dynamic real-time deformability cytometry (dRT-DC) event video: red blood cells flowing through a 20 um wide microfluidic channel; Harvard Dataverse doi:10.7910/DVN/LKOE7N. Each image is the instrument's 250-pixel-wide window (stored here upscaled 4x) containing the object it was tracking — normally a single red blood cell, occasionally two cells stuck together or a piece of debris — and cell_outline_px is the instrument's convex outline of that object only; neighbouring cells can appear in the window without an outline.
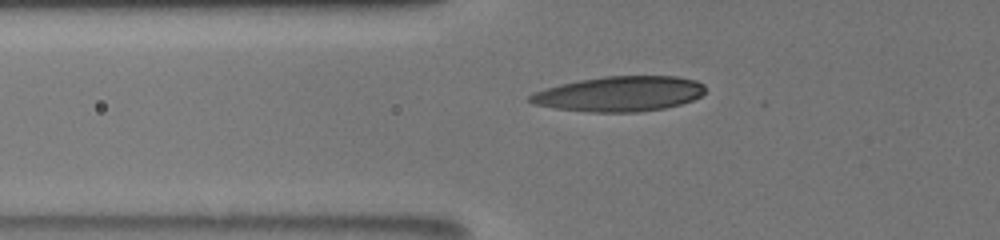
{"species": "human", "species_latin": "Homo sapiens", "temperature_condition": "room temperature", "stored_images_in_passage": 59, "camera_frame_rate_fps": 3000, "um_per_image_px": 0.085, "donor": {"sex": "male"}, "frame": {"image": 1, "passage_image": 2, "time_ms": 0.333, "image_size_px": [1000, 240], "cell_outline_px": [[704, 92], [700, 96], [692, 100], [680, 104], [664, 108], [640, 112], [588, 112], [556, 108], [532, 104], [528, 100], [528, 96], [536, 92], [548, 88], [580, 80], [604, 76], [676, 76], [696, 80], [704, 84]], "centroid_in_image_um": [52.69, 7.98], "position_along_channel_um": 73.1, "area_um2": 35.66}}
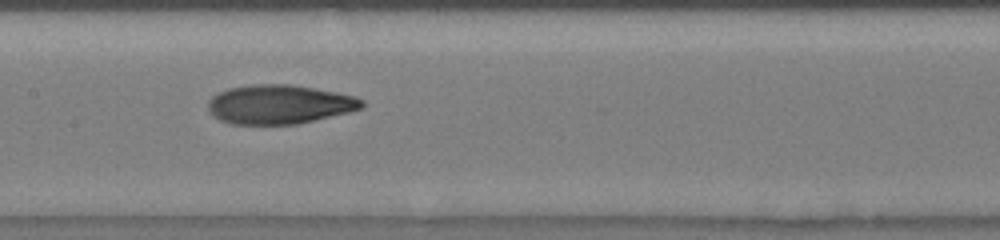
{"frame": {"image": 2, "passage_image": 19, "time_ms": 3.333, "image_size_px": [1000, 240], "cell_outline_px": [[364, 108], [348, 112], [296, 124], [232, 124], [220, 120], [212, 116], [208, 108], [208, 100], [212, 96], [228, 88], [252, 84], [288, 84], [336, 92], [356, 96], [364, 100]], "centroid_in_image_um": [23.73, 8.87], "position_along_channel_um": 183.7, "area_um2": 35.03}}
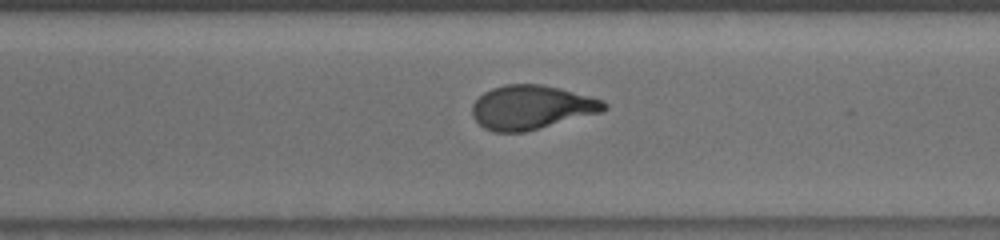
{"frame": {"image": 3, "passage_image": 33, "time_ms": 7.0, "image_size_px": [1000, 240], "cell_outline_px": [[608, 108], [604, 112], [524, 132], [492, 132], [484, 128], [472, 116], [472, 104], [484, 92], [492, 88], [504, 84], [540, 84], [560, 88], [604, 100], [608, 104]], "centroid_in_image_um": [45.2, 9.12], "position_along_channel_um": 325.4, "area_um2": 34.04}, "authors_computed_cell_mechanics": {"area_um2": 34.969, "velocity_mm_per_s": 3.8927, "shape_relaxation_time_tau1_ms": 6.9895, "shape_relaxation_time_tau2_ms": 1.585, "deformation_change_tau1": 0.2513, "deformation_change_tau2": 0.0809}}